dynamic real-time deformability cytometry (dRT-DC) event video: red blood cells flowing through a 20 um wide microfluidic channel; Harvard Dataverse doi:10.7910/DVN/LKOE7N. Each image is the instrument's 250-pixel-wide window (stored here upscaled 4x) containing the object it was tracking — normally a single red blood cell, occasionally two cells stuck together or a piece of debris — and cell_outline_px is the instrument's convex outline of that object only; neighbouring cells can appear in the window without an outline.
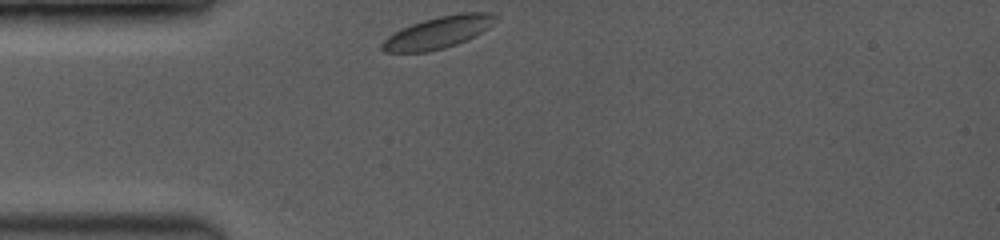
{"species": "common noctule bat (a hibernating species)", "species_latin": "Nyctalus noctula", "temperature_condition": "room temperature", "stored_images_in_passage": 16, "camera_frame_rate_fps": 3500, "um_per_image_px": 0.085, "animal": {"sex": "female", "body_mass_g": 19.0, "forearm_length_mm": 53.3}, "frame": {"image": 1, "passage_image": 1, "time_ms": 0.0, "image_size_px": [1000, 240], "cell_outline_px": [[500, 16], [488, 28], [476, 36], [456, 44], [444, 48], [428, 52], [384, 52], [380, 48], [380, 44], [388, 36], [412, 24], [424, 20], [440, 16], [460, 12], [492, 12]], "centroid_in_image_um": [37.29, 2.75], "position_along_channel_um": 47.7, "area_um2": 21.1}}
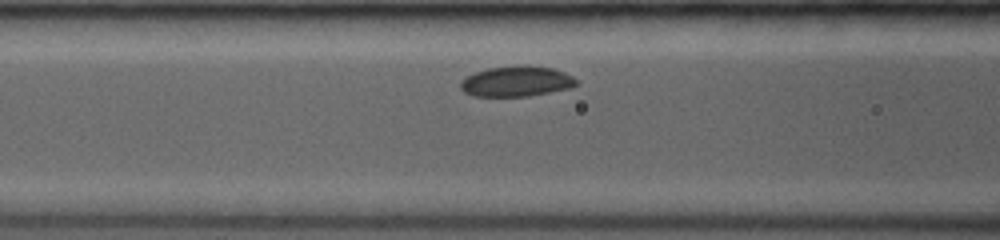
{"frame": {"image": 2, "passage_image": 9, "time_ms": 2.286, "image_size_px": [1000, 240], "cell_outline_px": [[576, 84], [568, 88], [528, 96], [472, 96], [464, 92], [460, 88], [460, 80], [476, 72], [488, 68], [524, 64], [552, 68], [564, 72], [572, 76], [576, 80]], "centroid_in_image_um": [43.86, 6.9], "position_along_channel_um": 122.7, "area_um2": 20.46}}
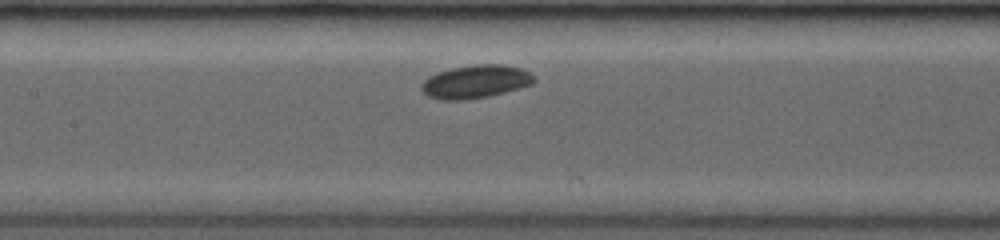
{"frame": {"image": 3, "passage_image": 13, "time_ms": 3.429, "image_size_px": [1000, 240], "cell_outline_px": [[536, 80], [532, 84], [520, 88], [488, 96], [464, 100], [440, 100], [428, 96], [420, 88], [420, 84], [428, 76], [436, 72], [452, 68], [476, 64], [500, 64], [520, 68], [528, 72]], "centroid_in_image_um": [40.38, 6.94], "position_along_channel_um": 167.0, "area_um2": 21.73}}